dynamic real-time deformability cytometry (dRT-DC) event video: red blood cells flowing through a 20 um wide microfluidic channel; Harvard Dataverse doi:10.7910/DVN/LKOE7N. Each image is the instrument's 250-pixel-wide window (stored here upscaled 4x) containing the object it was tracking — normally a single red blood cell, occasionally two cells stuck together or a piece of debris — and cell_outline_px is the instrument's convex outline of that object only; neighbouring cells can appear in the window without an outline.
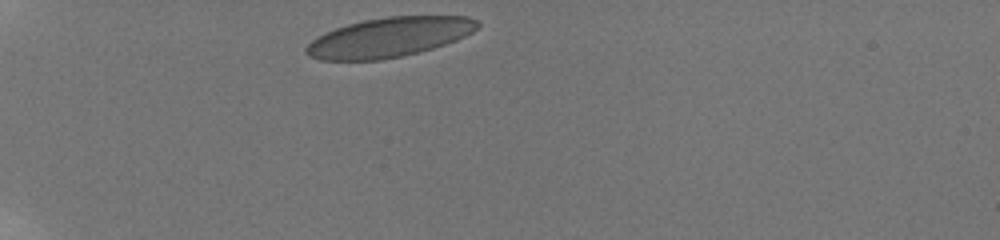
{"species": "human", "species_latin": "Homo sapiens", "temperature_condition": "room temperature", "stored_images_in_passage": 21, "camera_frame_rate_fps": 3000, "um_per_image_px": 0.085, "donor": {"sex": "male"}, "frame": {"image": 1, "passage_image": 1, "time_ms": 0.0, "image_size_px": [1000, 240], "cell_outline_px": [[480, 24], [472, 32], [456, 40], [432, 48], [400, 56], [380, 60], [320, 60], [308, 56], [304, 52], [304, 48], [312, 40], [324, 32], [348, 24], [364, 20], [388, 16], [468, 16], [476, 20]], "centroid_in_image_um": [33.03, 3.16], "position_along_channel_um": 52.0, "area_um2": 39.3}}
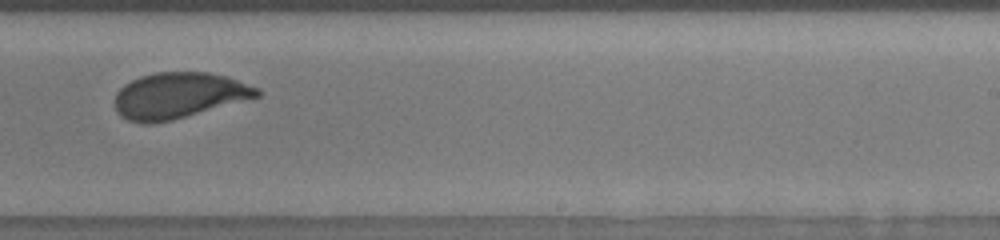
{"frame": {"image": 2, "passage_image": 14, "time_ms": 7.0, "image_size_px": [1000, 240], "cell_outline_px": [[264, 92], [260, 96], [172, 120], [148, 124], [144, 124], [128, 120], [120, 116], [116, 112], [116, 92], [124, 84], [140, 76], [156, 72], [208, 72], [228, 76], [260, 88]], "centroid_in_image_um": [15.21, 8.11], "position_along_channel_um": 273.8, "area_um2": 38.15}}
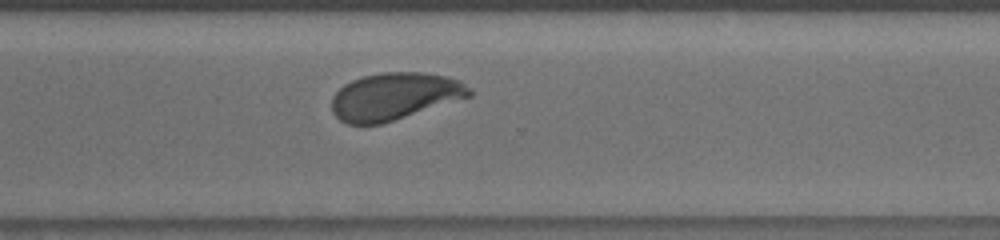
{"frame": {"image": 3, "passage_image": 18, "time_ms": 8.667, "image_size_px": [1000, 240], "cell_outline_px": [[472, 96], [380, 124], [348, 124], [340, 120], [332, 112], [332, 96], [344, 84], [352, 80], [364, 76], [380, 72], [424, 72], [448, 76], [460, 80], [472, 88]], "centroid_in_image_um": [33.56, 8.17], "position_along_channel_um": 337.0, "area_um2": 37.92}, "authors_computed_cell_mechanics": {"area_um2": 38.726, "velocity_mm_per_s": 3.7925, "shape_relaxation_time_tau1_ms": 4.1022, "shape_relaxation_time_tau2_ms": null, "deformation_change_tau1": 0.1339, "deformation_change_tau2": null}}